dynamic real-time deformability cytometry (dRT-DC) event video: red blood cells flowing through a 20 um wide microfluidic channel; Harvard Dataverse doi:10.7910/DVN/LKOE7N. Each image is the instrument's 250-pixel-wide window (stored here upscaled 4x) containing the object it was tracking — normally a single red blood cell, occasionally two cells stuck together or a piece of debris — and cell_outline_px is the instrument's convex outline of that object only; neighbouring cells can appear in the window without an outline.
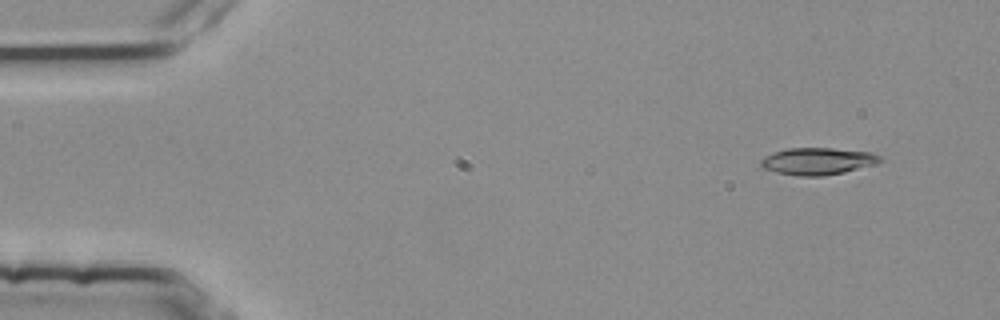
{"species": "common noctule bat (a hibernating species)", "species_latin": "Nyctalus noctula", "temperature_condition": "room temperature", "stored_images_in_passage": 3, "camera_frame_rate_fps": 3000, "um_per_image_px": 0.085, "animal": {"sex": "female", "body_mass_g": 25.1}, "frame": {"image": 1, "passage_image": 1, "time_ms": 0.0, "image_size_px": [1000, 320], "cell_outline_px": [[884, 160], [876, 164], [844, 172], [824, 176], [800, 176], [776, 172], [764, 168], [760, 164], [760, 160], [764, 156], [772, 152], [788, 148], [832, 148], [872, 152], [880, 156]], "centroid_in_image_um": [69.51, 13.69], "position_along_channel_um": 15.5, "area_um2": 18.9}}
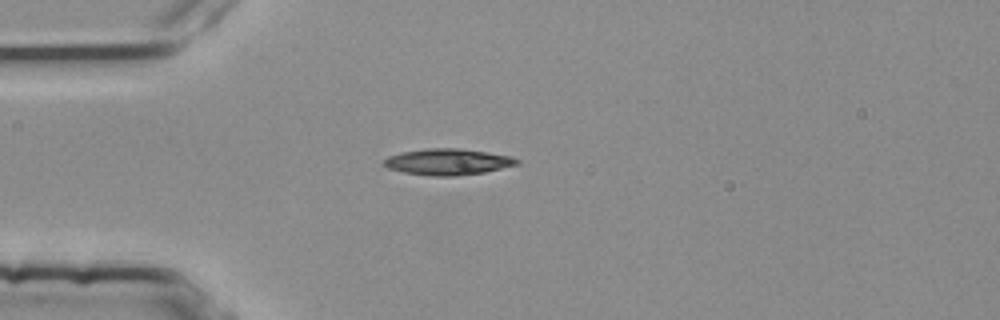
{"frame": {"image": 2, "passage_image": 3, "time_ms": 0.667, "image_size_px": [1000, 320], "cell_outline_px": [[520, 164], [484, 172], [456, 176], [428, 176], [404, 172], [388, 168], [384, 164], [384, 160], [388, 156], [400, 152], [428, 148], [460, 148], [512, 156], [520, 160]], "centroid_in_image_um": [38.08, 13.75], "position_along_channel_um": 46.9, "area_um2": 20.4}}